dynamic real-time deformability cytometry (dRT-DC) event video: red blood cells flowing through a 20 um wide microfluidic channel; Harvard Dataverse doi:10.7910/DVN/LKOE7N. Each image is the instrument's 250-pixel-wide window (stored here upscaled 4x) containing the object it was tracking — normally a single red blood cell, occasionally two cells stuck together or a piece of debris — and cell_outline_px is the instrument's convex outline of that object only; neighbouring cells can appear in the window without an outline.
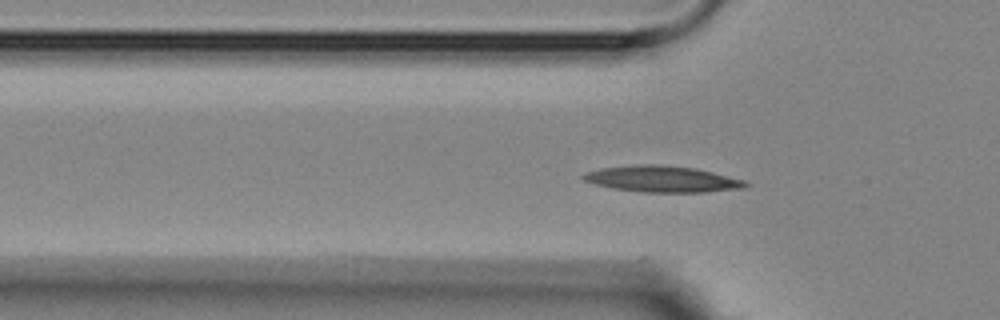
{"species": "Egyptian fruit bat (a non-hibernating species)", "species_latin": "Rousettus aegyptiacus", "temperature_condition": "room temperature", "stored_images_in_passage": 4, "segment_of_instrument_passage": [2, 2], "camera_frame_rate_fps": 3000, "um_per_image_px": 0.085, "animal": {"sex": "female"}, "frame": {"image": 1, "passage_image": 4, "time_ms": 4.333, "image_size_px": [1000, 320], "cell_outline_px": [[748, 188], [704, 192], [640, 192], [612, 188], [596, 184], [584, 180], [580, 176], [588, 172], [600, 168], [640, 164], [656, 164], [696, 168], [744, 180], [748, 184]], "centroid_in_image_um": [56.31, 15.22], "position_along_channel_um": 69.5, "area_um2": 24.74}}